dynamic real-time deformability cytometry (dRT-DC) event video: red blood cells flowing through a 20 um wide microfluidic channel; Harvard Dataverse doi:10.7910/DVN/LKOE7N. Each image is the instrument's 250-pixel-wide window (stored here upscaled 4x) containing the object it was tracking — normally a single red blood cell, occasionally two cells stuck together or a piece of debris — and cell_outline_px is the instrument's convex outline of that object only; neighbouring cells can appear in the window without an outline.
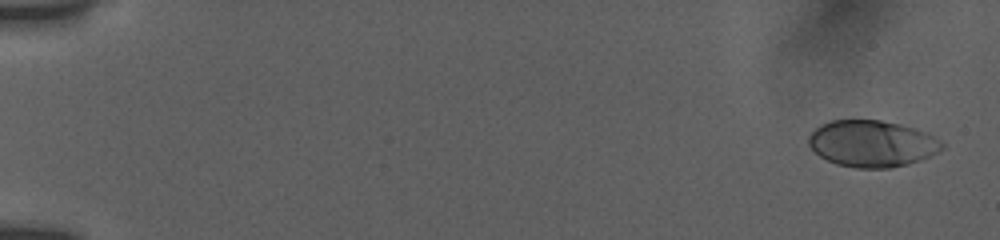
{"species": "human", "species_latin": "Homo sapiens", "temperature_condition": "room temperature", "stored_images_in_passage": 55, "camera_frame_rate_fps": 3000, "um_per_image_px": 0.085, "donor": {"sex": "female"}, "frame": {"image": 1, "passage_image": 2, "time_ms": 0.333, "image_size_px": [1000, 240], "cell_outline_px": [[944, 148], [928, 156], [908, 164], [888, 168], [856, 168], [836, 164], [820, 156], [808, 144], [808, 136], [820, 124], [832, 120], [880, 120], [900, 124], [912, 128], [932, 136], [940, 140], [944, 144]], "centroid_in_image_um": [74.08, 12.21], "position_along_channel_um": 10.9, "area_um2": 35.84}}
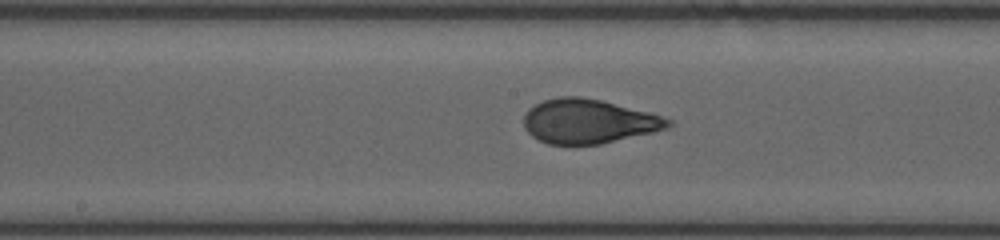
{"frame": {"image": 2, "passage_image": 30, "time_ms": 9.667, "image_size_px": [1000, 240], "cell_outline_px": [[672, 124], [664, 128], [652, 132], [600, 144], [548, 144], [532, 136], [524, 128], [524, 116], [528, 108], [544, 100], [560, 96], [580, 96], [600, 100], [648, 112], [672, 120]], "centroid_in_image_um": [49.97, 10.31], "position_along_channel_um": 198.2, "area_um2": 36.82}}
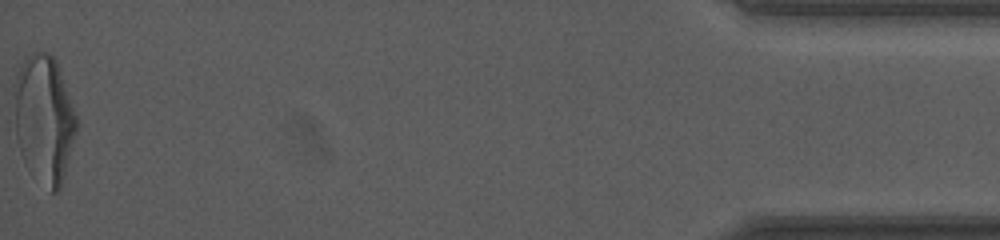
{"frame": {"image": 3, "passage_image": 55, "time_ms": 18.0, "image_size_px": [1000, 240], "cell_outline_px": [[76, 132], [60, 188], [56, 192], [52, 192], [24, 160], [20, 152], [16, 136], [12, 84], [20, 64], [24, 56], [32, 52], [48, 52], [56, 60], [72, 104], [76, 116]], "centroid_in_image_um": [3.71, 10.0], "position_along_channel_um": 431.5, "area_um2": 45.95}, "authors_computed_cell_mechanics": {"area_um2": 37.0498, "velocity_mm_per_s": 3.8257, "shape_relaxation_time_tau1_ms": 4.5572, "shape_relaxation_time_tau2_ms": null, "deformation_change_tau1": 0.2005, "deformation_change_tau2": null}}